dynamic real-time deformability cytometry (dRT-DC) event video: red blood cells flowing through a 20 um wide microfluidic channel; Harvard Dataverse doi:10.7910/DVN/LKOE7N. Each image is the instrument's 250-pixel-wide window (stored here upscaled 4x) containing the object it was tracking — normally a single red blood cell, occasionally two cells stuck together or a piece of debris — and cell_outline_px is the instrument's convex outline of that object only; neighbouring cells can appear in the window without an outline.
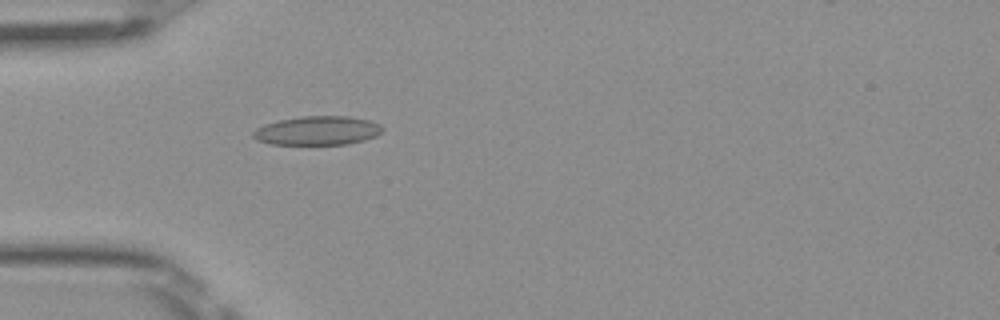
{"species": "Egyptian fruit bat (a non-hibernating species)", "species_latin": "Rousettus aegyptiacus", "temperature_condition": "room temperature", "stored_images_in_passage": 44, "camera_frame_rate_fps": 3000, "um_per_image_px": 0.085, "frame": {"image": 1, "passage_image": 9, "time_ms": 2.667, "image_size_px": [1000, 320], "cell_outline_px": [[384, 128], [376, 136], [364, 140], [348, 144], [268, 144], [256, 140], [252, 136], [252, 132], [256, 128], [264, 124], [280, 120], [304, 116], [348, 116], [372, 120], [380, 124]], "centroid_in_image_um": [26.99, 11.1], "position_along_channel_um": 58.0, "area_um2": 21.91}}
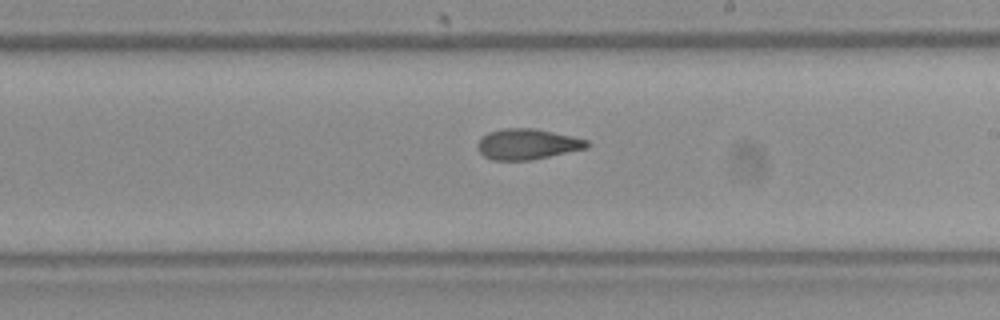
{"frame": {"image": 2, "passage_image": 23, "time_ms": 7.333, "image_size_px": [1000, 320], "cell_outline_px": [[592, 144], [588, 148], [532, 160], [492, 160], [484, 156], [476, 148], [476, 144], [480, 136], [488, 132], [504, 128], [536, 128], [572, 136], [588, 140]], "centroid_in_image_um": [44.81, 12.25], "position_along_channel_um": 244.2, "area_um2": 19.88}}
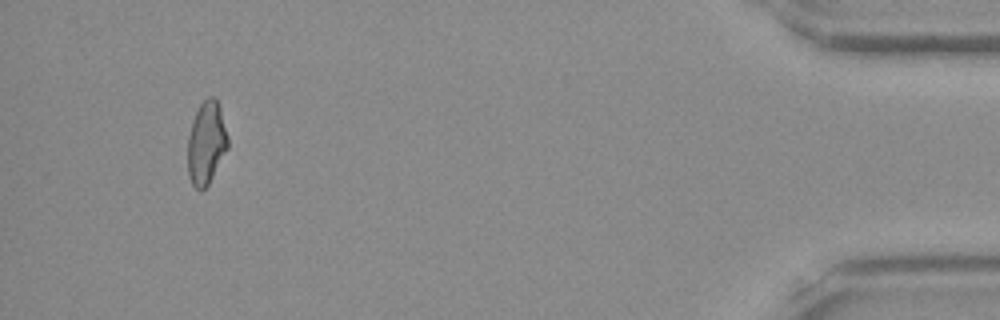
{"frame": {"image": 3, "passage_image": 41, "time_ms": 13.333, "image_size_px": [1000, 320], "cell_outline_px": [[228, 148], [208, 184], [200, 192], [192, 184], [188, 176], [188, 136], [196, 112], [200, 104], [208, 96], [216, 96], [220, 108], [228, 136]], "centroid_in_image_um": [17.54, 12.14], "position_along_channel_um": 417.7, "area_um2": 19.31}, "authors_computed_cell_mechanics": {"area_um2": 19.7098, "velocity_mm_per_s": 4.0614, "shape_relaxation_time_tau1_ms": null, "shape_relaxation_time_tau2_ms": 2.4294, "deformation_change_tau1": null, "deformation_change_tau2": 0.0946}}